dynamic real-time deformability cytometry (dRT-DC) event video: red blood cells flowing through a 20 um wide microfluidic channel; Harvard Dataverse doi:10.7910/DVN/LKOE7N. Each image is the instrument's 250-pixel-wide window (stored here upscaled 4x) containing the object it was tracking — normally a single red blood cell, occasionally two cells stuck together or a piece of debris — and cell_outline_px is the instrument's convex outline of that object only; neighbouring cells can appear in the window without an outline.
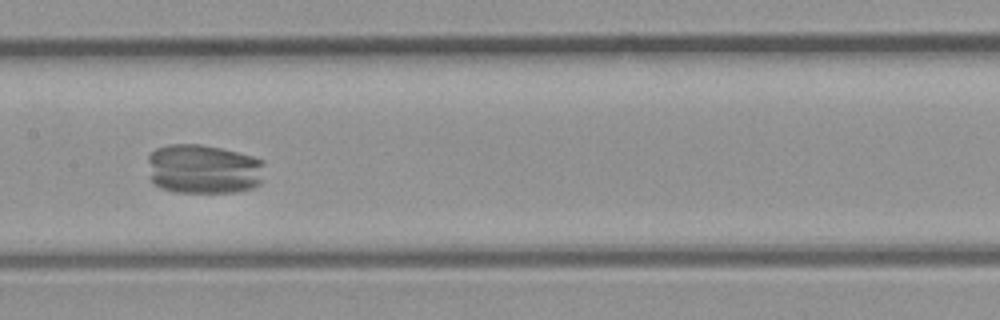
{"species": "common noctule bat (a hibernating species)", "species_latin": "Nyctalus noctula", "temperature_condition": "room temperature", "stored_images_in_passage": 32, "camera_frame_rate_fps": 3000, "um_per_image_px": 0.085, "animal": {"sex": "male", "body_mass_g": 23.1, "forearm_length_mm": 52.7}, "frame": {"image": 1, "passage_image": 17, "time_ms": 5.333, "image_size_px": [1000, 320], "cell_outline_px": [[264, 160], [260, 184], [252, 188], [236, 192], [176, 192], [160, 188], [152, 180], [148, 160], [148, 156], [156, 148], [168, 144], [200, 144], [220, 148], [252, 156]], "centroid_in_image_um": [17.3, 14.37], "position_along_channel_um": 190.1, "area_um2": 33.76}}
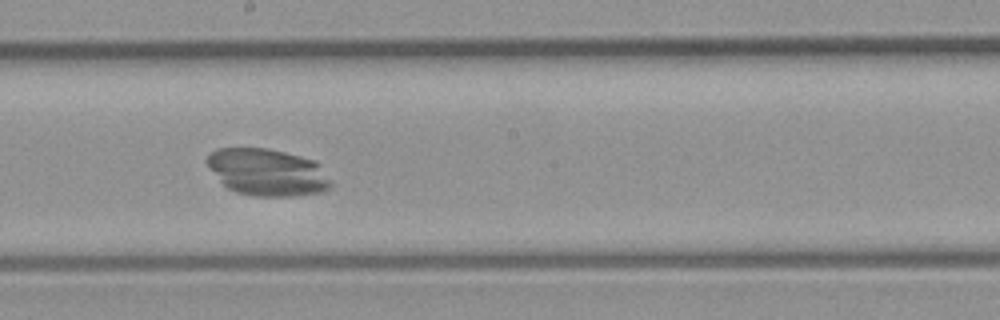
{"frame": {"image": 2, "passage_image": 19, "time_ms": 6.0, "image_size_px": [1000, 320], "cell_outline_px": [[332, 188], [324, 192], [296, 196], [256, 196], [236, 192], [228, 188], [220, 180], [208, 164], [208, 156], [216, 148], [268, 148], [316, 160], [320, 164], [332, 184]], "centroid_in_image_um": [22.79, 14.65], "position_along_channel_um": 225.4, "area_um2": 33.87}}